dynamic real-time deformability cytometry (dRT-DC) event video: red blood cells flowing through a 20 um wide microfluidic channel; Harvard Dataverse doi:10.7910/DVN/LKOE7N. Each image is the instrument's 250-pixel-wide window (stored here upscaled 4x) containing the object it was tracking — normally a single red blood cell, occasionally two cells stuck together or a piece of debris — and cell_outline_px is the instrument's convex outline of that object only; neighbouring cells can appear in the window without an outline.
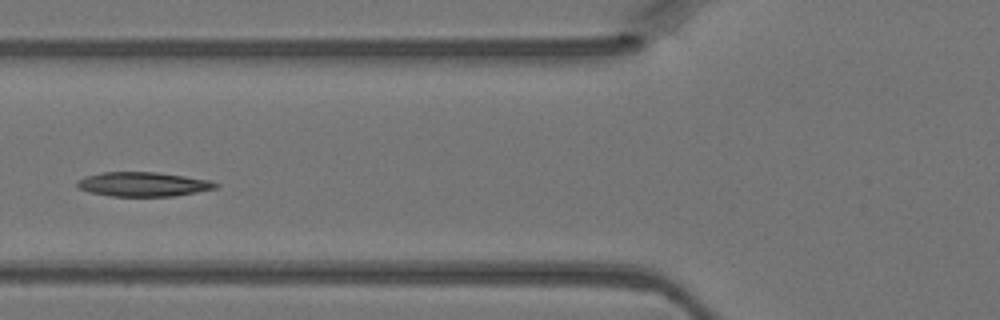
{"species": "Egyptian fruit bat (a non-hibernating species)", "species_latin": "Rousettus aegyptiacus", "temperature_condition": "warm", "stored_images_in_passage": 5, "camera_frame_rate_fps": 3000, "um_per_image_px": 0.085, "animal": {"sex": "female"}, "frame": {"image": 1, "passage_image": 4, "time_ms": 1.0, "image_size_px": [1000, 320], "cell_outline_px": [[220, 184], [216, 188], [196, 192], [172, 196], [112, 196], [88, 192], [80, 188], [76, 184], [76, 180], [100, 172], [156, 172], [212, 180]], "centroid_in_image_um": [12.18, 15.65], "position_along_channel_um": 113.6, "area_um2": 19.59}}
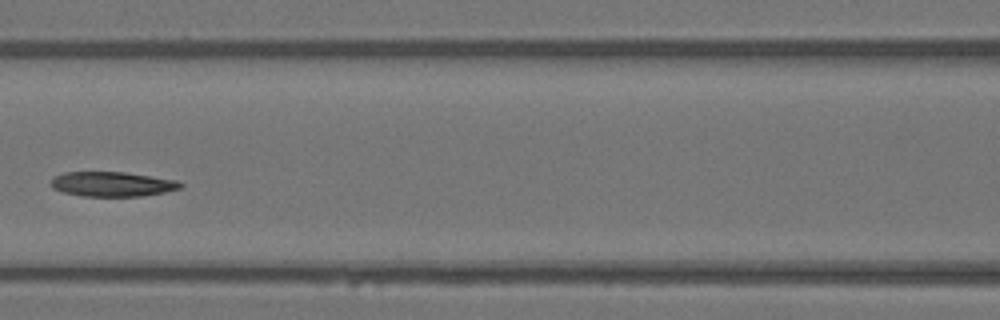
{"frame": {"image": 2, "passage_image": 5, "time_ms": 1.333, "image_size_px": [1000, 320], "cell_outline_px": [[184, 184], [180, 188], [164, 192], [144, 196], [80, 196], [64, 192], [52, 188], [52, 176], [64, 172], [124, 172], [176, 180]], "centroid_in_image_um": [9.52, 15.65], "position_along_channel_um": 157.1, "area_um2": 18.61}}